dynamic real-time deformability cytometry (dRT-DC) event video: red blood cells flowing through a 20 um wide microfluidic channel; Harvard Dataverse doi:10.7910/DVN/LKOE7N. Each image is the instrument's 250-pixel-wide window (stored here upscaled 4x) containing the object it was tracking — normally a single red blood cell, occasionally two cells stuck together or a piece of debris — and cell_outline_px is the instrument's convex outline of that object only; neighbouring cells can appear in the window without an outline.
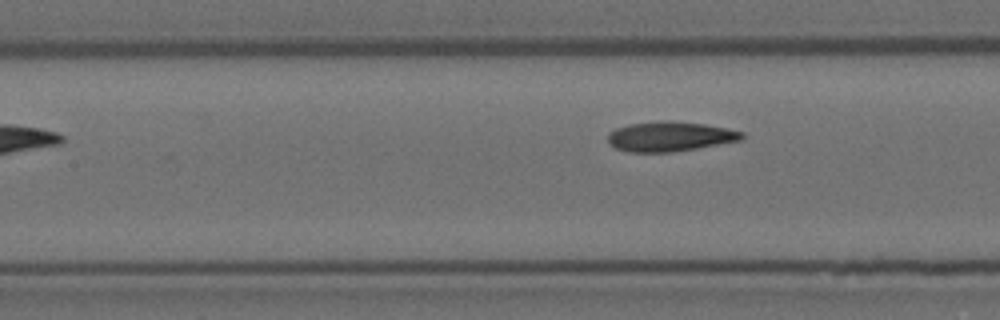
{"species": "Egyptian fruit bat (a non-hibernating species)", "species_latin": "Rousettus aegyptiacus", "temperature_condition": "room temperature", "stored_images_in_passage": 4, "camera_frame_rate_fps": 3000, "um_per_image_px": 0.085, "animal": {"sex": "female"}, "frame": {"image": 1, "passage_image": 4, "time_ms": 1.0, "image_size_px": [1000, 320], "cell_outline_px": [[744, 140], [672, 152], [628, 152], [616, 148], [608, 144], [608, 132], [616, 128], [628, 124], [660, 120], [668, 120], [704, 124], [728, 128], [744, 132]], "centroid_in_image_um": [56.94, 11.59], "position_along_channel_um": 150.5, "area_um2": 23.52}}